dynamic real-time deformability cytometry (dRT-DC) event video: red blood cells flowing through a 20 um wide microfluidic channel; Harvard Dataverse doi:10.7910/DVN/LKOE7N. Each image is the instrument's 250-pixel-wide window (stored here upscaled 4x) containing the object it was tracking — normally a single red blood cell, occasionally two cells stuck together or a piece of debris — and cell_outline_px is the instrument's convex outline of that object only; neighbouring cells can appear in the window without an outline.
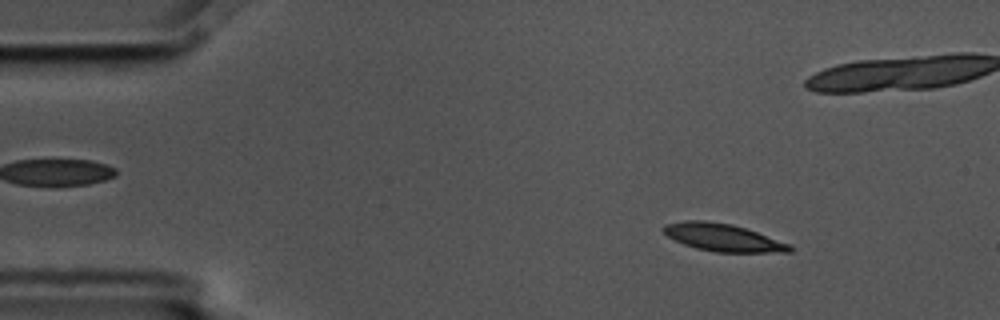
{"species": "common noctule bat (a hibernating species)", "species_latin": "Nyctalus noctula", "temperature_condition": "cold", "stored_images_in_passage": 4, "camera_frame_rate_fps": 3000, "um_per_image_px": 0.085, "animal": {"sex": "male", "body_mass_g": 17.5, "forearm_length_mm": 52.3}, "frame": {"image": 1, "passage_image": 1, "time_ms": 0.0, "image_size_px": [1000, 320], "cell_outline_px": [[792, 252], [716, 252], [696, 248], [684, 244], [668, 236], [660, 228], [664, 224], [684, 220], [704, 220], [732, 224], [792, 244]], "centroid_in_image_um": [61.44, 20.18], "position_along_channel_um": 23.6, "area_um2": 20.23}}